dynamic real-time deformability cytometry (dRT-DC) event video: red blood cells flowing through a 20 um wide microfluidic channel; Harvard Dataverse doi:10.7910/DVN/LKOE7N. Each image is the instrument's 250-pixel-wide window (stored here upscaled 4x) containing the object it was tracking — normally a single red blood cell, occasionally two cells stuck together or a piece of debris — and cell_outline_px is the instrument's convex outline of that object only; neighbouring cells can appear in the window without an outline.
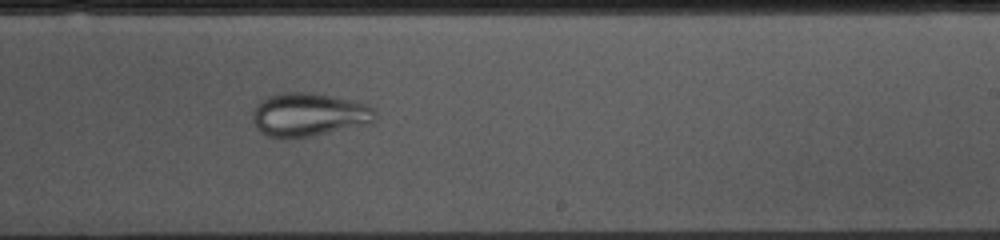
{"species": "common noctule bat (a hibernating species)", "species_latin": "Nyctalus noctula", "temperature_condition": "cold", "stored_images_in_passage": 53, "camera_frame_rate_fps": 3000, "um_per_image_px": 0.085, "animal": {"sex": "female", "body_mass_g": 10.0, "forearm_length_mm": 53.1}, "frame": {"image": 1, "passage_image": 31, "time_ms": 10.0, "image_size_px": [1000, 240], "cell_outline_px": [[376, 116], [368, 124], [308, 136], [264, 136], [256, 128], [252, 120], [252, 112], [256, 104], [260, 100], [268, 96], [288, 92], [308, 92], [332, 96], [352, 100], [368, 104], [376, 112]], "centroid_in_image_um": [26.21, 9.72], "position_along_channel_um": 262.8, "area_um2": 30.63}}
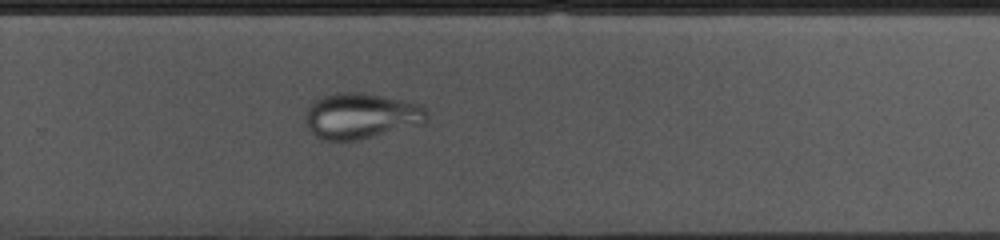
{"frame": {"image": 2, "passage_image": 34, "time_ms": 11.0, "image_size_px": [1000, 240], "cell_outline_px": [[428, 120], [424, 124], [356, 140], [324, 140], [316, 136], [308, 128], [304, 120], [304, 112], [320, 96], [336, 92], [364, 92], [384, 96], [420, 104], [428, 112]], "centroid_in_image_um": [30.68, 9.84], "position_along_channel_um": 299.1, "area_um2": 32.6}}
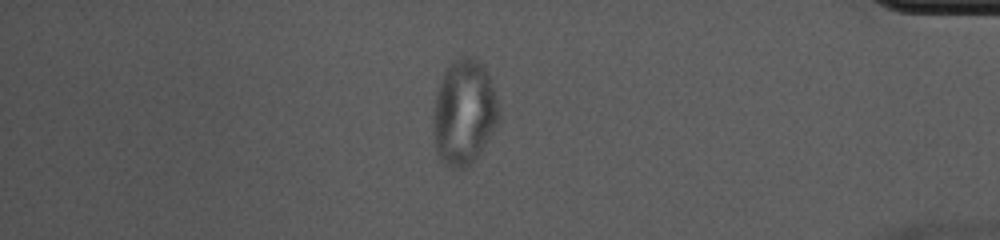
{"frame": {"image": 3, "passage_image": 45, "time_ms": 14.667, "image_size_px": [1000, 240], "cell_outline_px": [[500, 116], [496, 124], [472, 164], [464, 168], [452, 168], [444, 164], [440, 160], [436, 152], [432, 132], [432, 116], [436, 96], [440, 80], [444, 72], [452, 60], [460, 56], [464, 56], [476, 60], [488, 72], [492, 84], [500, 112]], "centroid_in_image_um": [39.4, 9.56], "position_along_channel_um": 395.8, "area_um2": 40.23}}